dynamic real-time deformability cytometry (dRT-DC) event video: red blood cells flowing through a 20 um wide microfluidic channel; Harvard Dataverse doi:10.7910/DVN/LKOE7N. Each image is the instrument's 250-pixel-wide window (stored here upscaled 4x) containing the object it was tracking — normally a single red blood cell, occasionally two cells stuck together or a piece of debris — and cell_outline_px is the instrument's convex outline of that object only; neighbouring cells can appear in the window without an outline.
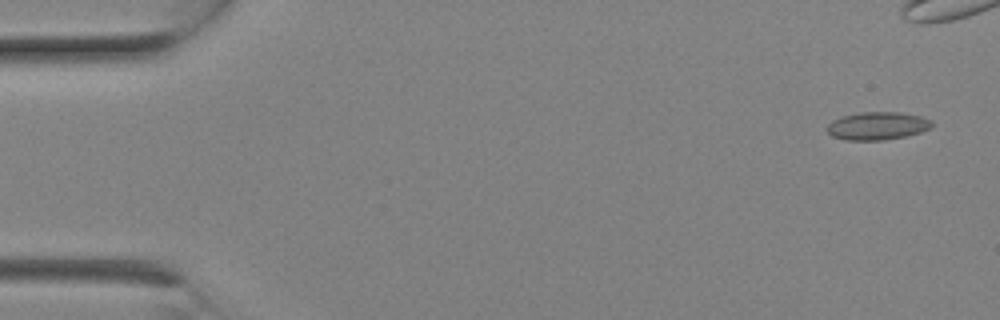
{"species": "Egyptian fruit bat (a non-hibernating species)", "species_latin": "Rousettus aegyptiacus", "temperature_condition": "room temperature", "stored_images_in_passage": 10, "camera_frame_rate_fps": 3000, "um_per_image_px": 0.085, "animal": {"sex": "female"}, "frame": {"image": 1, "passage_image": 1, "time_ms": 0.0, "image_size_px": [1000, 320], "cell_outline_px": [[932, 128], [920, 132], [904, 136], [884, 140], [844, 140], [832, 136], [828, 132], [828, 124], [832, 120], [844, 116], [860, 112], [900, 112], [920, 116], [932, 120]], "centroid_in_image_um": [74.59, 10.7], "position_along_channel_um": 10.4, "area_um2": 16.99}}
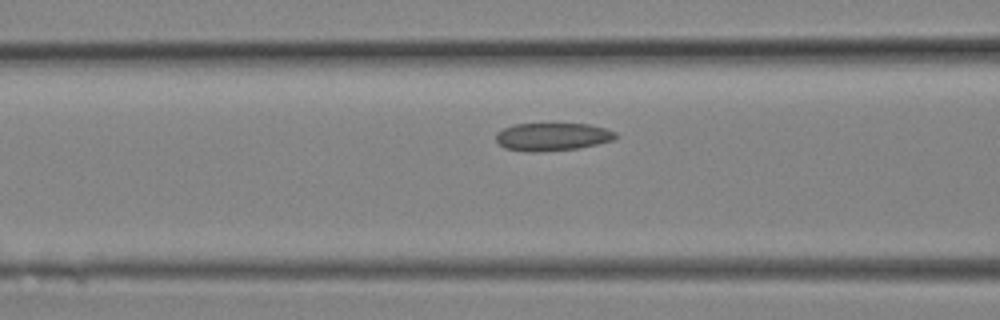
{"frame": {"image": 2, "passage_image": 10, "time_ms": 3.0, "image_size_px": [1000, 320], "cell_outline_px": [[616, 136], [612, 140], [596, 144], [576, 148], [540, 152], [528, 152], [504, 148], [496, 140], [496, 132], [504, 128], [516, 124], [588, 124], [604, 128], [616, 132]], "centroid_in_image_um": [46.91, 11.63], "position_along_channel_um": 119.7, "area_um2": 19.25}}